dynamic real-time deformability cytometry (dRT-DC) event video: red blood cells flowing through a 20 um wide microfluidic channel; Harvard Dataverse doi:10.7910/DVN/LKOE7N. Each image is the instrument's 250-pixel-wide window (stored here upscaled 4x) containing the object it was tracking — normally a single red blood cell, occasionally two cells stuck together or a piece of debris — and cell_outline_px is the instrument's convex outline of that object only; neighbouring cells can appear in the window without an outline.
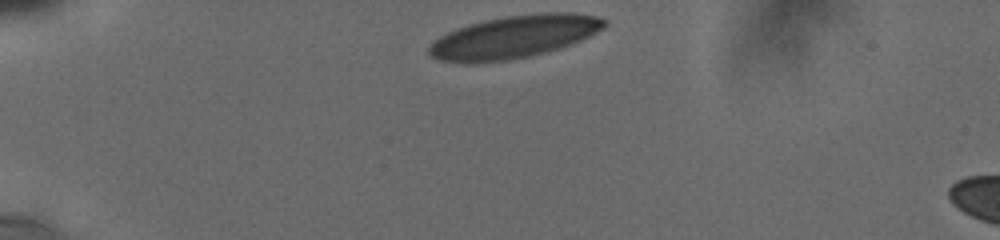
{"species": "human", "species_latin": "Homo sapiens", "temperature_condition": "cold", "stored_images_in_passage": 34, "camera_frame_rate_fps": 3000, "um_per_image_px": 0.085, "donor": {"sex": "male"}, "frame": {"image": 1, "passage_image": 1, "time_ms": 0.0, "image_size_px": [1000, 240], "cell_outline_px": [[608, 24], [604, 28], [572, 44], [560, 48], [528, 56], [508, 60], [472, 64], [464, 64], [440, 60], [432, 56], [428, 52], [428, 48], [432, 40], [456, 28], [468, 24], [484, 20], [504, 16], [544, 12], [572, 12], [596, 16], [608, 20]], "centroid_in_image_um": [43.67, 3.13], "position_along_channel_um": 41.3, "area_um2": 43.93}}
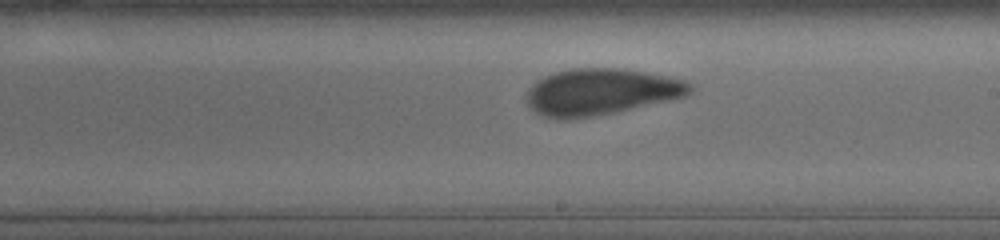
{"frame": {"image": 2, "passage_image": 21, "time_ms": 6.667, "image_size_px": [1000, 240], "cell_outline_px": [[692, 92], [684, 96], [612, 112], [592, 116], [568, 120], [556, 120], [544, 116], [536, 112], [524, 100], [524, 96], [528, 88], [536, 80], [544, 76], [556, 72], [576, 68], [624, 68], [668, 76], [684, 80], [692, 84]], "centroid_in_image_um": [51.0, 7.8], "position_along_channel_um": 238.0, "area_um2": 44.1}}
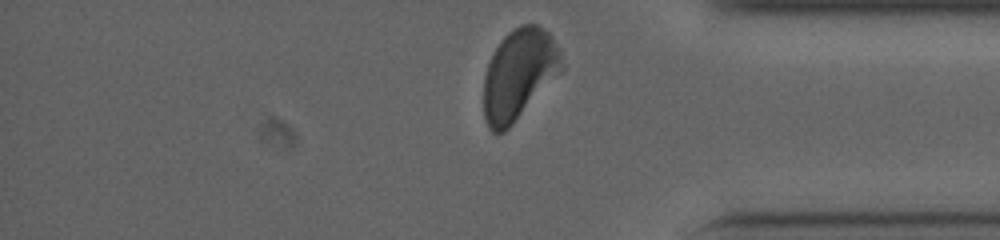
{"frame": {"image": 3, "passage_image": 34, "time_ms": 11.0, "image_size_px": [1000, 240], "cell_outline_px": [[564, 68], [512, 124], [504, 132], [492, 132], [488, 128], [484, 116], [484, 76], [488, 64], [500, 40], [508, 32], [520, 24], [536, 24], [548, 32], [552, 36], [560, 48], [564, 64]], "centroid_in_image_um": [44.12, 6.28], "position_along_channel_um": 391.1, "area_um2": 40.92}, "authors_computed_cell_mechanics": {"area_um2": 43.7546, "velocity_mm_per_s": 3.7524, "shape_relaxation_time_tau1_ms": 5.5627, "shape_relaxation_time_tau2_ms": 1.0715, "deformation_change_tau1": 0.1527, "deformation_change_tau2": 0.0622}}